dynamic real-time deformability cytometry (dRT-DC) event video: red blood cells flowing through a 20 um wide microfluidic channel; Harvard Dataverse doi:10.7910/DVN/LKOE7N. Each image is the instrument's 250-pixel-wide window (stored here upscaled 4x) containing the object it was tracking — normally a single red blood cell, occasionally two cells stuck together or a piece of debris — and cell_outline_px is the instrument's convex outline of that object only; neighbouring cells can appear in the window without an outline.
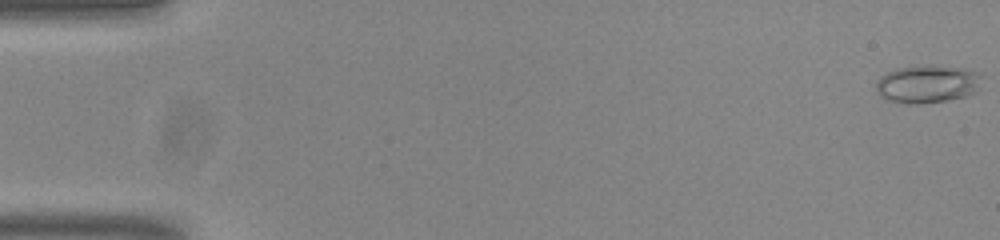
{"species": "common noctule bat (a hibernating species)", "species_latin": "Nyctalus noctula", "temperature_condition": "room temperature", "stored_images_in_passage": 54, "camera_frame_rate_fps": 3000, "um_per_image_px": 0.085, "animal": {"sex": "male", "body_mass_g": 20.0, "forearm_length_mm": 53.3}, "frame": {"image": 1, "passage_image": 1, "time_ms": 0.0, "image_size_px": [1000, 240], "cell_outline_px": [[980, 76], [976, 92], [964, 96], [944, 100], [912, 104], [908, 104], [888, 100], [876, 88], [876, 80], [880, 76], [896, 68], [928, 64], [936, 64], [964, 68], [980, 72]], "centroid_in_image_um": [78.83, 7.1], "position_along_channel_um": 6.2, "area_um2": 23.24}}
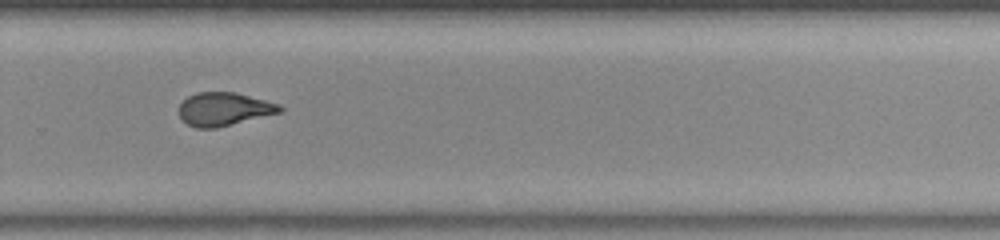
{"frame": {"image": 2, "passage_image": 37, "time_ms": 12.0, "image_size_px": [1000, 240], "cell_outline_px": [[284, 108], [280, 112], [216, 128], [196, 128], [188, 124], [180, 116], [180, 104], [188, 96], [196, 92], [236, 92], [280, 104]], "centroid_in_image_um": [19.04, 9.26], "position_along_channel_um": 310.8, "area_um2": 19.36}}
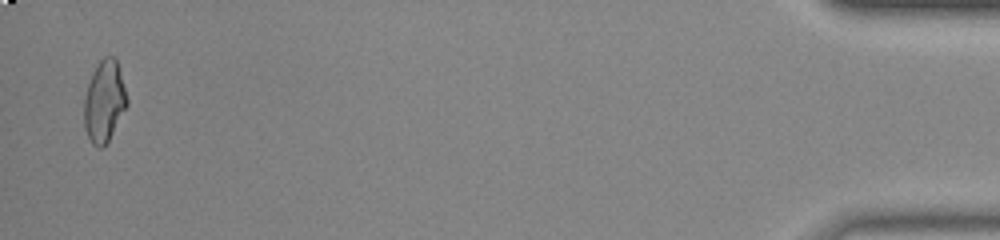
{"frame": {"image": 3, "passage_image": 53, "time_ms": 17.333, "image_size_px": [1000, 240], "cell_outline_px": [[128, 104], [108, 140], [100, 148], [92, 144], [84, 128], [84, 100], [88, 84], [92, 72], [100, 60], [104, 56], [116, 56], [128, 100]], "centroid_in_image_um": [8.86, 8.58], "position_along_channel_um": 426.3, "area_um2": 20.23}, "authors_computed_cell_mechanics": {"area_um2": 20.2589, "velocity_mm_per_s": 3.8409, "shape_relaxation_time_tau1_ms": null, "shape_relaxation_time_tau2_ms": 1.5574, "deformation_change_tau1": null, "deformation_change_tau2": 0.0833}}